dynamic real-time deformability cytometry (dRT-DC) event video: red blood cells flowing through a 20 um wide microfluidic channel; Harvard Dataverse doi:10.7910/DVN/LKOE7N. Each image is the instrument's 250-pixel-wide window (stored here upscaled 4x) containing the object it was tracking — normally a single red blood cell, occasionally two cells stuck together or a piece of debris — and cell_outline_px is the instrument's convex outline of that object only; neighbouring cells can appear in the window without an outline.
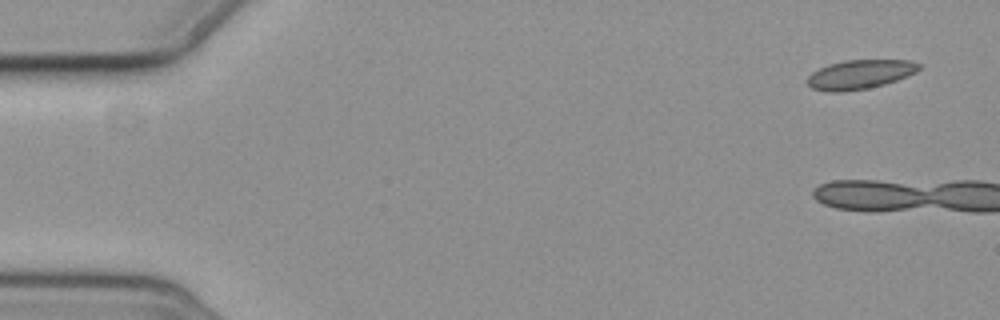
{"species": "common noctule bat (a hibernating species)", "species_latin": "Nyctalus noctula", "temperature_condition": "cold", "stored_images_in_passage": 10, "camera_frame_rate_fps": 3000, "um_per_image_px": 0.085, "animal": {"sex": "female", "body_mass_g": 19.3, "forearm_length_mm": 54.1}, "frame": {"image": 1, "passage_image": 1, "time_ms": 0.0, "image_size_px": [1000, 320], "cell_outline_px": [[920, 68], [916, 72], [896, 80], [884, 84], [868, 88], [844, 92], [828, 92], [812, 88], [808, 84], [808, 76], [812, 72], [828, 64], [844, 60], [912, 60], [920, 64]], "centroid_in_image_um": [73.09, 6.32], "position_along_channel_um": 11.9, "area_um2": 18.96}}